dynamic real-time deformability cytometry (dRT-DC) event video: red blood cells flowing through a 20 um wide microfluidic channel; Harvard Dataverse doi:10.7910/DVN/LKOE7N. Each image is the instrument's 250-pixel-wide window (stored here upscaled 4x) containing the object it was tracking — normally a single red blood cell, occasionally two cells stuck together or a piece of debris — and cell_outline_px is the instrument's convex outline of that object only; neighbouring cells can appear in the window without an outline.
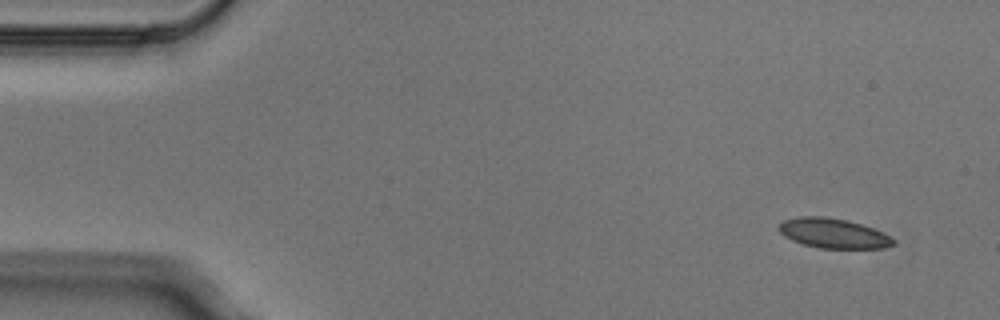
{"species": "Egyptian fruit bat (a non-hibernating species)", "species_latin": "Rousettus aegyptiacus", "temperature_condition": "cold", "stored_images_in_passage": 5, "camera_frame_rate_fps": 3000, "um_per_image_px": 0.085, "animal": {"sex": "male"}, "frame": {"image": 1, "passage_image": 1, "time_ms": 0.0, "image_size_px": [1000, 320], "cell_outline_px": [[896, 244], [884, 248], [820, 248], [804, 244], [792, 240], [784, 236], [780, 232], [780, 224], [784, 220], [800, 216], [824, 216], [848, 220], [872, 228], [896, 240]], "centroid_in_image_um": [70.84, 19.83], "position_along_channel_um": 14.2, "area_um2": 19.65}}
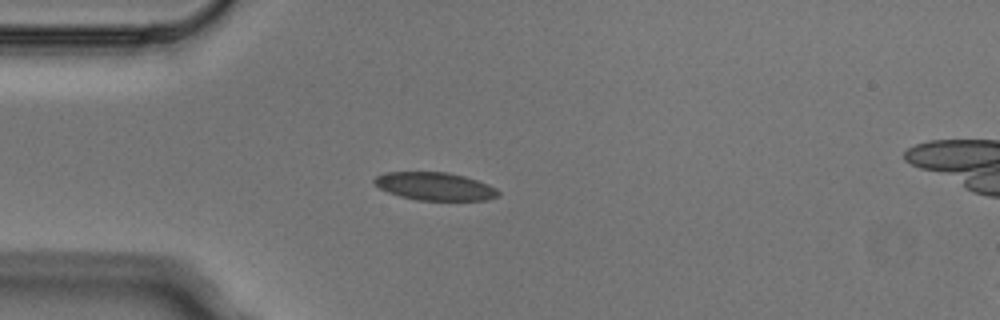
{"frame": {"image": 2, "passage_image": 4, "time_ms": 1.0, "image_size_px": [1000, 320], "cell_outline_px": [[500, 196], [488, 200], [416, 200], [400, 196], [388, 192], [380, 188], [372, 180], [376, 176], [384, 172], [448, 172], [464, 176], [488, 184], [496, 188], [500, 192]], "centroid_in_image_um": [36.98, 15.84], "position_along_channel_um": 48.0, "area_um2": 20.23}}